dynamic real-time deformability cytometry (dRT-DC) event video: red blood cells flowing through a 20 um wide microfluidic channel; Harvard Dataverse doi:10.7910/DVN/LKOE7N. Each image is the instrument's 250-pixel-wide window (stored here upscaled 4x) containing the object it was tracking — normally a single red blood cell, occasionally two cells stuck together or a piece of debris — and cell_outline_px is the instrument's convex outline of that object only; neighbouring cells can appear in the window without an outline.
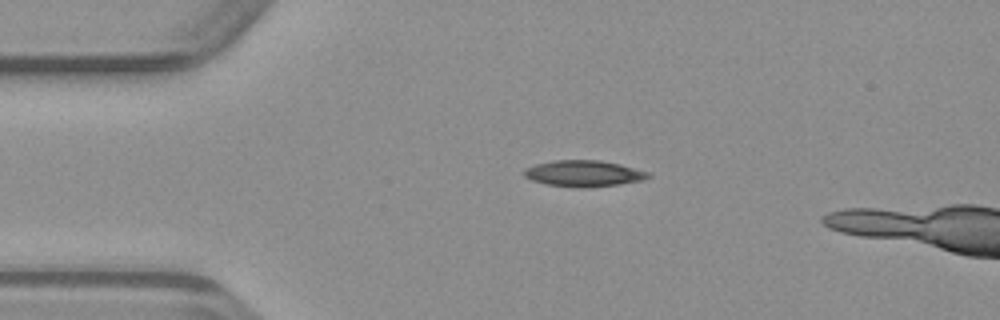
{"species": "common noctule bat (a hibernating species)", "species_latin": "Nyctalus noctula", "temperature_condition": "warm", "stored_images_in_passage": 35, "camera_frame_rate_fps": 3000, "um_per_image_px": 0.085, "animal": {"sex": "male", "body_mass_g": 23.1, "forearm_length_mm": 52.7}, "frame": {"image": 1, "passage_image": 1, "time_ms": 0.0, "image_size_px": [1000, 320], "cell_outline_px": [[652, 176], [644, 180], [616, 184], [584, 188], [572, 188], [544, 184], [532, 180], [524, 176], [524, 168], [536, 164], [552, 160], [600, 160], [620, 164], [648, 172]], "centroid_in_image_um": [49.58, 14.75], "position_along_channel_um": 35.4, "area_um2": 19.07}}
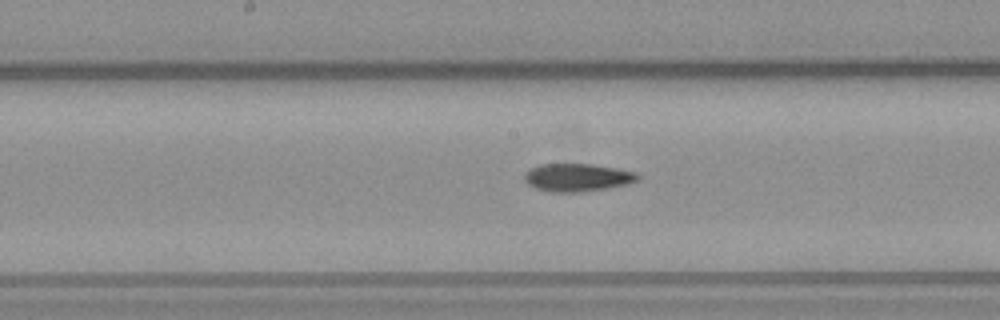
{"frame": {"image": 2, "passage_image": 15, "time_ms": 4.667, "image_size_px": [1000, 320], "cell_outline_px": [[640, 180], [628, 184], [608, 188], [580, 192], [548, 192], [536, 188], [528, 184], [524, 180], [524, 172], [540, 164], [592, 164], [616, 168], [636, 172], [640, 176]], "centroid_in_image_um": [49.09, 15.09], "position_along_channel_um": 199.1, "area_um2": 18.55}}
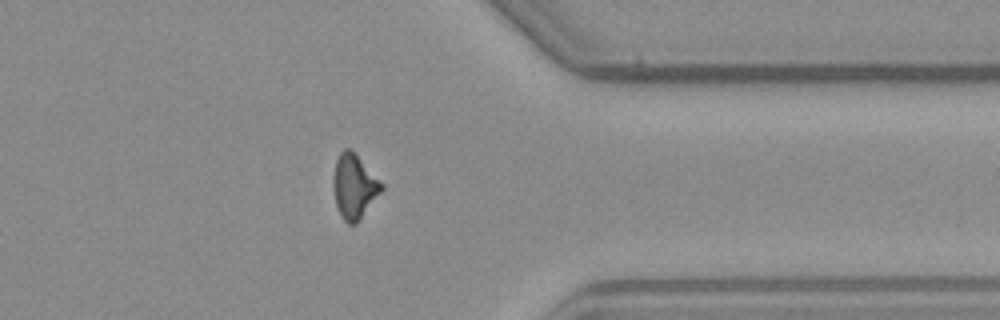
{"frame": {"image": 3, "passage_image": 29, "time_ms": 9.333, "image_size_px": [1000, 320], "cell_outline_px": [[384, 188], [356, 224], [348, 224], [344, 220], [336, 204], [336, 160], [340, 152], [344, 148], [352, 148], [384, 184]], "centroid_in_image_um": [30.18, 15.81], "position_along_channel_um": 381.2, "area_um2": 17.51}}